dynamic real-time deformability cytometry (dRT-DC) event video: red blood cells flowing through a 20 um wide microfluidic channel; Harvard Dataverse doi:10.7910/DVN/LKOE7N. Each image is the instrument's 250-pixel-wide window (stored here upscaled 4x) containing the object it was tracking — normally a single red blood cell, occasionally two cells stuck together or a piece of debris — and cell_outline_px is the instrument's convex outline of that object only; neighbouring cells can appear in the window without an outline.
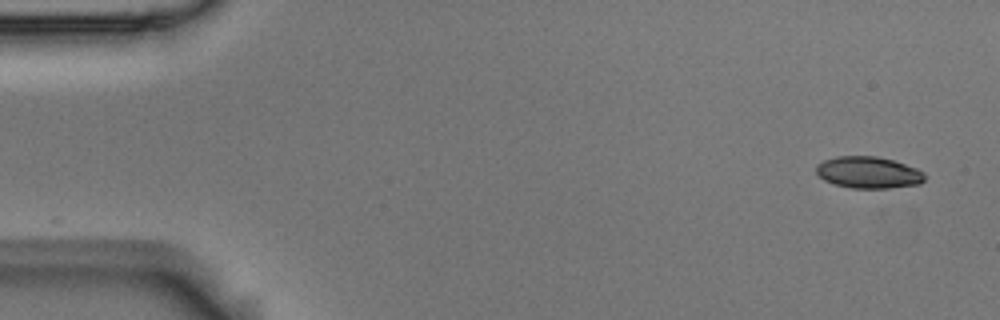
{"species": "Egyptian fruit bat (a non-hibernating species)", "species_latin": "Rousettus aegyptiacus", "temperature_condition": "room temperature", "stored_images_in_passage": 8, "camera_frame_rate_fps": 3000, "um_per_image_px": 0.085, "animal": {"sex": "male"}, "frame": {"image": 1, "passage_image": 1, "time_ms": 0.0, "image_size_px": [1000, 320], "cell_outline_px": [[924, 180], [920, 184], [888, 188], [852, 188], [836, 184], [824, 180], [816, 172], [816, 164], [824, 160], [836, 156], [876, 156], [892, 160], [916, 168], [924, 172]], "centroid_in_image_um": [73.8, 14.65], "position_along_channel_um": 11.2, "area_um2": 19.94}}
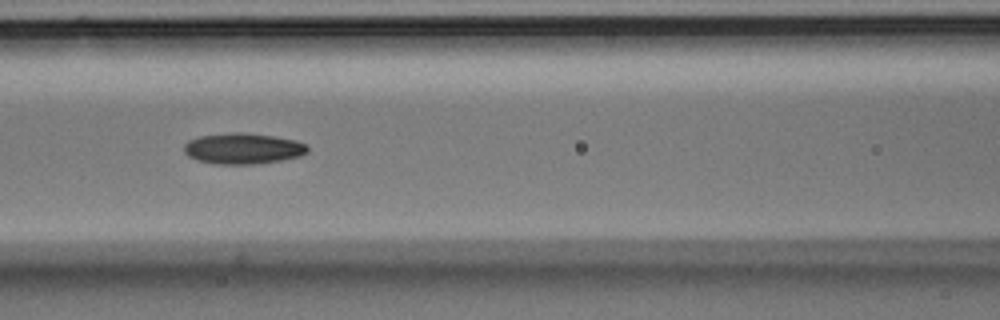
{"frame": {"image": 2, "passage_image": 7, "time_ms": 2.0, "image_size_px": [1000, 320], "cell_outline_px": [[308, 152], [300, 156], [284, 160], [256, 164], [216, 164], [196, 160], [188, 156], [184, 152], [184, 144], [188, 140], [200, 136], [236, 132], [240, 132], [272, 136], [296, 140], [308, 144]], "centroid_in_image_um": [20.67, 12.63], "position_along_channel_um": 145.9, "area_um2": 22.37}}
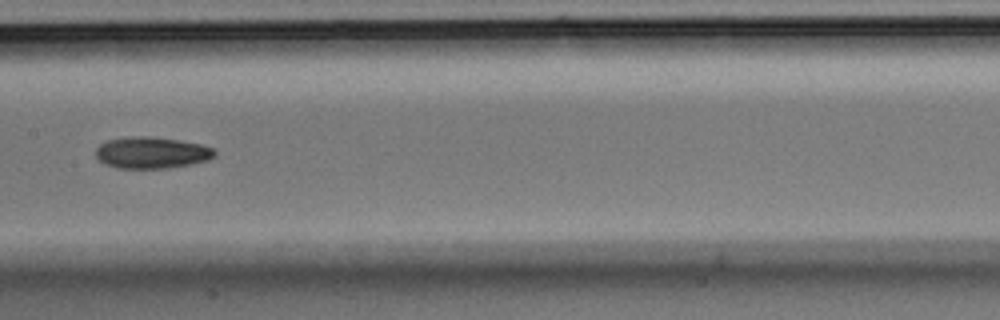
{"frame": {"image": 3, "passage_image": 8, "time_ms": 2.333, "image_size_px": [1000, 320], "cell_outline_px": [[216, 156], [208, 160], [168, 168], [116, 168], [104, 164], [96, 156], [96, 148], [100, 144], [108, 140], [136, 136], [148, 136], [176, 140], [200, 144], [212, 148], [216, 152]], "centroid_in_image_um": [12.87, 12.98], "position_along_channel_um": 194.5, "area_um2": 21.62}}